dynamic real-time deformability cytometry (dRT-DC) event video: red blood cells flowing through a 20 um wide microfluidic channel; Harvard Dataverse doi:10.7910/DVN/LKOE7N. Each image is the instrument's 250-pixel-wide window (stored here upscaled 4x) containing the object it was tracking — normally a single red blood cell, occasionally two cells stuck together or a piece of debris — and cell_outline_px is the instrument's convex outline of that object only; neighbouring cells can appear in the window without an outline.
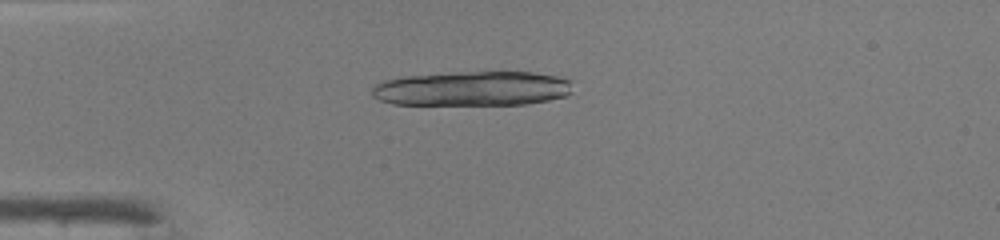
{"species": "common noctule bat (a hibernating species)", "species_latin": "Nyctalus noctula", "temperature_condition": "warm", "stored_images_in_passage": 17, "camera_frame_rate_fps": 3000, "um_per_image_px": 0.085, "animal": {"sex": "male", "body_mass_g": 19.0, "forearm_length_mm": 50.8}, "frame": {"image": 1, "passage_image": 12, "time_ms": 3.667, "image_size_px": [1000, 240], "cell_outline_px": [[572, 92], [564, 96], [548, 100], [524, 104], [392, 104], [380, 100], [372, 96], [372, 88], [376, 84], [384, 80], [404, 76], [456, 72], [532, 72], [556, 76], [572, 80]], "centroid_in_image_um": [40.16, 7.52], "position_along_channel_um": 44.8, "area_um2": 40.46}}